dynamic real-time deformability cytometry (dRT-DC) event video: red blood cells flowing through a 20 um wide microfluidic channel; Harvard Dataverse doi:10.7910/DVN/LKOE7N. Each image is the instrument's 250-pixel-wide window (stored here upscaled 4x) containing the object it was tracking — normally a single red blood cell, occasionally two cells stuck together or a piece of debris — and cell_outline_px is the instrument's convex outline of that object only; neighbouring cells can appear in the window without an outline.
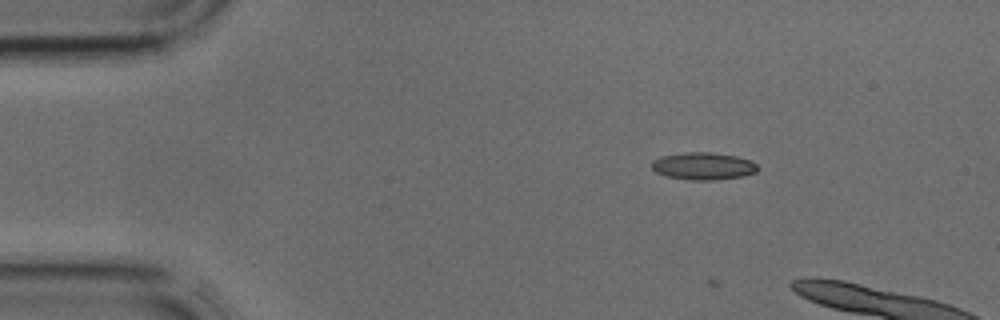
{"species": "common noctule bat (a hibernating species)", "species_latin": "Nyctalus noctula", "temperature_condition": "cold", "stored_images_in_passage": 3, "camera_frame_rate_fps": 3000, "um_per_image_px": 0.085, "animal": {"sex": "male", "body_mass_g": 17.9, "forearm_length_mm": 54.2}, "frame": {"image": 1, "passage_image": 1, "time_ms": 0.0, "image_size_px": [1000, 320], "cell_outline_px": [[760, 168], [756, 172], [744, 176], [716, 180], [688, 180], [668, 176], [656, 172], [652, 168], [652, 160], [660, 156], [684, 152], [708, 152], [736, 156], [752, 160]], "centroid_in_image_um": [59.8, 14.11], "position_along_channel_um": 25.2, "area_um2": 17.05}}